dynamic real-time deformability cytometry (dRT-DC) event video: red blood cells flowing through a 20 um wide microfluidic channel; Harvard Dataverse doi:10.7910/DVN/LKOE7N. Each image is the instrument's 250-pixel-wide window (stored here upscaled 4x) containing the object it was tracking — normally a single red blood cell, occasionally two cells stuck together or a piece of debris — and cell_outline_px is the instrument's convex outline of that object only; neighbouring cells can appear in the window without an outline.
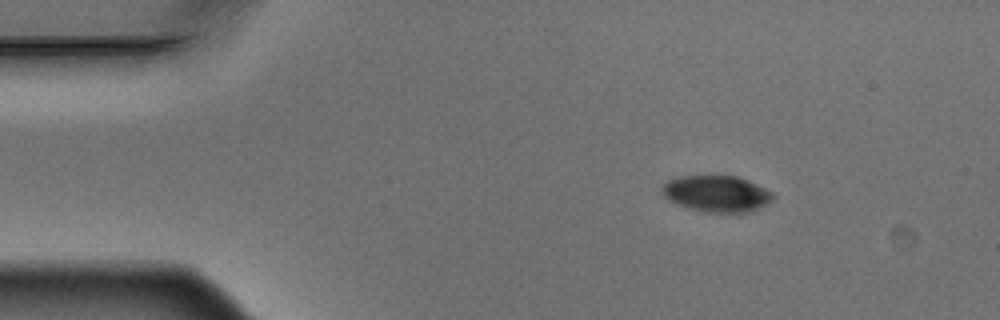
{"species": "Egyptian fruit bat (a non-hibernating species)", "species_latin": "Rousettus aegyptiacus", "temperature_condition": "warm", "stored_images_in_passage": 3, "camera_frame_rate_fps": 3000, "um_per_image_px": 0.085, "animal": {"sex": "male"}, "frame": {"image": 1, "passage_image": 1, "time_ms": 0.0, "image_size_px": [1000, 320], "cell_outline_px": [[776, 196], [772, 200], [756, 208], [744, 212], [704, 212], [688, 208], [676, 204], [668, 200], [660, 192], [660, 188], [668, 180], [680, 176], [736, 176], [748, 180], [772, 192]], "centroid_in_image_um": [60.86, 16.45], "position_along_channel_um": 24.1, "area_um2": 23.35}}
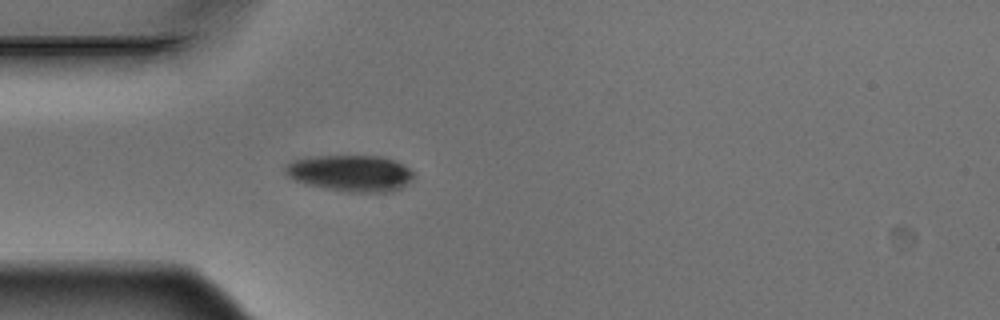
{"frame": {"image": 2, "passage_image": 3, "time_ms": 0.667, "image_size_px": [1000, 320], "cell_outline_px": [[416, 172], [408, 184], [392, 192], [348, 192], [324, 188], [304, 184], [288, 176], [284, 172], [284, 168], [292, 160], [316, 156], [384, 156], [404, 164]], "centroid_in_image_um": [29.84, 14.72], "position_along_channel_um": 55.2, "area_um2": 27.51}}